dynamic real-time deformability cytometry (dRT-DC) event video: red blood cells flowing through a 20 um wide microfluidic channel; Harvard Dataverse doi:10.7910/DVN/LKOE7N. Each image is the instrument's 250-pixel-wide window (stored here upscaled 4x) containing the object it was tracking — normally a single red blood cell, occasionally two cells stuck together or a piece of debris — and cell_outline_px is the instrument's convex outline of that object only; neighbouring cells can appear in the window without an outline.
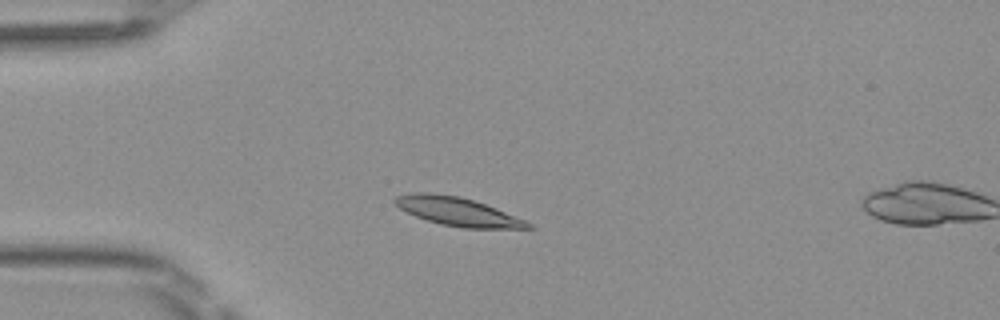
{"species": "Egyptian fruit bat (a non-hibernating species)", "species_latin": "Rousettus aegyptiacus", "temperature_condition": "room temperature", "stored_images_in_passage": 3, "camera_frame_rate_fps": 3000, "um_per_image_px": 0.085, "frame": {"image": 1, "passage_image": 1, "time_ms": 0.0, "image_size_px": [1000, 320], "cell_outline_px": [[536, 228], [464, 228], [440, 224], [416, 216], [400, 208], [392, 200], [396, 196], [408, 192], [428, 192], [460, 196], [496, 208], [524, 220], [532, 224]], "centroid_in_image_um": [38.86, 17.97], "position_along_channel_um": 46.1, "area_um2": 21.91}}